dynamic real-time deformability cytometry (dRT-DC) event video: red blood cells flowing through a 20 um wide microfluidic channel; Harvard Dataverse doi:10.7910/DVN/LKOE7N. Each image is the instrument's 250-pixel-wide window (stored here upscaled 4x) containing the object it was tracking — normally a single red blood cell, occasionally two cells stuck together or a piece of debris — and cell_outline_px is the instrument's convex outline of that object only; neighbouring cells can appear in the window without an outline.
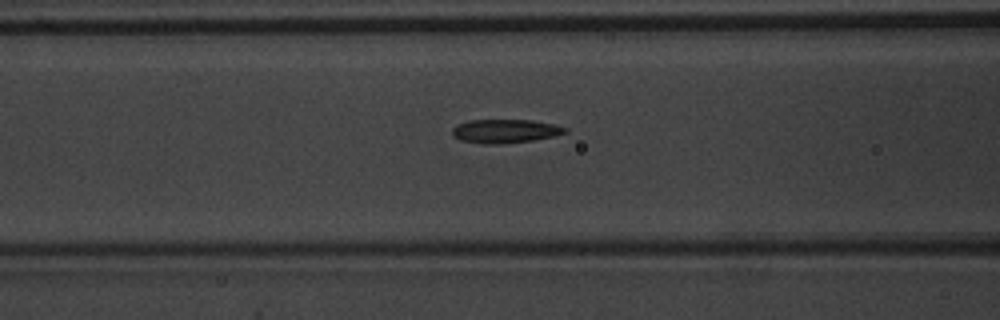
{"species": "common noctule bat (a hibernating species)", "species_latin": "Nyctalus noctula", "temperature_condition": "warm", "stored_images_in_passage": 35, "camera_frame_rate_fps": 3000, "um_per_image_px": 0.085, "animal": {"sex": "male", "body_mass_g": 20.1, "forearm_length_mm": 53.5}, "frame": {"image": 1, "passage_image": 5, "time_ms": 1.333, "image_size_px": [1000, 320], "cell_outline_px": [[568, 132], [556, 136], [532, 140], [496, 144], [484, 144], [460, 140], [452, 132], [452, 128], [468, 120], [532, 120], [556, 124], [568, 128]], "centroid_in_image_um": [43.0, 11.14], "position_along_channel_um": 123.6, "area_um2": 15.55}}
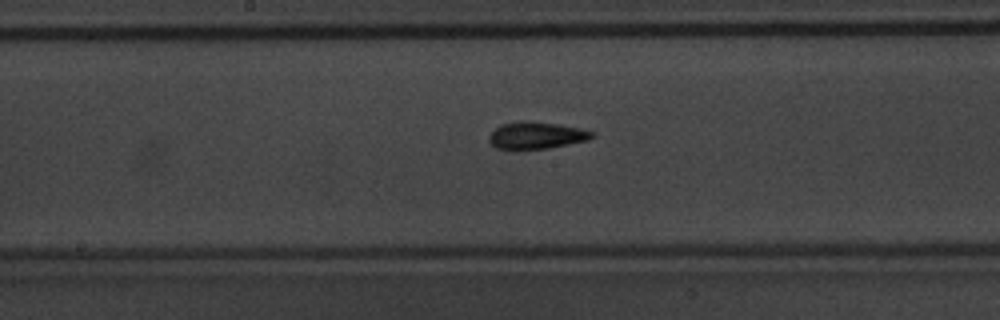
{"frame": {"image": 2, "passage_image": 11, "time_ms": 3.333, "image_size_px": [1000, 320], "cell_outline_px": [[596, 132], [588, 140], [548, 148], [516, 152], [512, 152], [496, 148], [488, 140], [488, 136], [500, 124], [532, 120], [580, 128]], "centroid_in_image_um": [45.53, 11.55], "position_along_channel_um": 202.7, "area_um2": 16.7}}
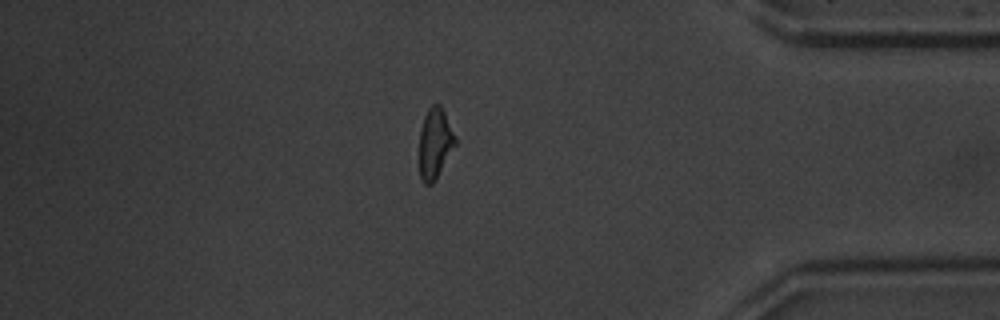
{"frame": {"image": 3, "passage_image": 28, "time_ms": 9.0, "image_size_px": [1000, 320], "cell_outline_px": [[456, 144], [436, 180], [432, 184], [424, 184], [420, 176], [420, 128], [424, 116], [428, 108], [432, 104], [440, 104], [456, 136]], "centroid_in_image_um": [36.98, 12.18], "position_along_channel_um": 398.2, "area_um2": 14.8}, "authors_computed_cell_mechanics": {"area_um2": 15.317, "velocity_mm_per_s": 3.9425, "shape_relaxation_time_tau1_ms": 3.6256, "shape_relaxation_time_tau2_ms": 1.3628, "deformation_change_tau1": 0.1671, "deformation_change_tau2": 0.0919}}